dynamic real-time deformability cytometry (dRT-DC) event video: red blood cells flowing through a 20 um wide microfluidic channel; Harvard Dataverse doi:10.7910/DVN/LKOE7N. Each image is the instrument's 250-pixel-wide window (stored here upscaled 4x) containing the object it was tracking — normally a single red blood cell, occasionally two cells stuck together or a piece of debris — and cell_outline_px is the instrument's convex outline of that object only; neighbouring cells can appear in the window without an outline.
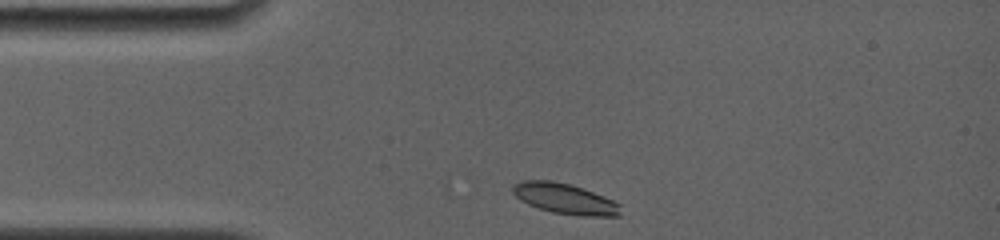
{"species": "common noctule bat (a hibernating species)", "species_latin": "Nyctalus noctula", "temperature_condition": "room temperature", "stored_images_in_passage": 17, "camera_frame_rate_fps": 4000, "um_per_image_px": 0.085, "animal": {"sex": "female", "body_mass_g": 19.0, "forearm_length_mm": 56.7}, "frame": {"image": 1, "passage_image": 1, "time_ms": 0.0, "image_size_px": [1000, 240], "cell_outline_px": [[620, 216], [580, 216], [552, 212], [528, 204], [520, 200], [512, 192], [512, 184], [524, 180], [552, 180], [568, 184], [592, 192], [612, 200], [620, 204]], "centroid_in_image_um": [47.98, 16.89], "position_along_channel_um": 37.0, "area_um2": 18.96}}
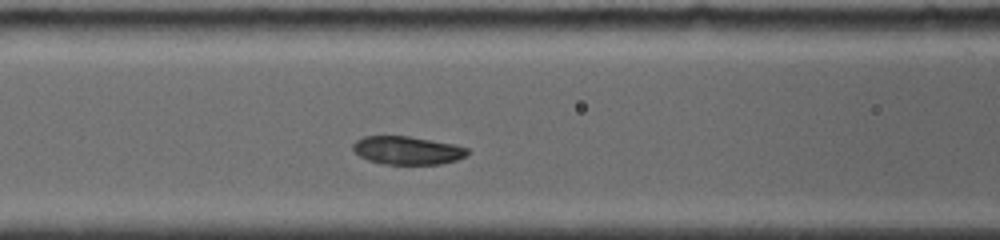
{"frame": {"image": 2, "passage_image": 7, "time_ms": 3.25, "image_size_px": [1000, 240], "cell_outline_px": [[468, 152], [464, 156], [456, 160], [440, 164], [380, 164], [368, 160], [360, 156], [352, 148], [352, 144], [356, 140], [364, 136], [408, 136], [452, 144], [468, 148]], "centroid_in_image_um": [34.58, 12.78], "position_along_channel_um": 132.0, "area_um2": 18.67}}
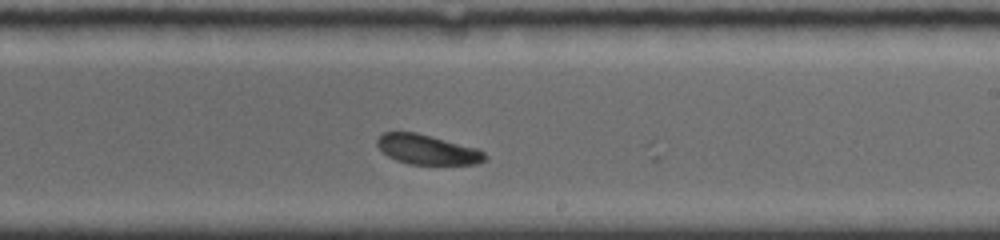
{"frame": {"image": 3, "passage_image": 16, "time_ms": 6.5, "image_size_px": [1000, 240], "cell_outline_px": [[488, 160], [476, 164], [408, 164], [396, 160], [388, 156], [376, 144], [376, 140], [384, 132], [416, 132], [432, 136], [476, 148], [484, 152], [488, 156]], "centroid_in_image_um": [36.34, 12.72], "position_along_channel_um": 252.7, "area_um2": 18.67}}